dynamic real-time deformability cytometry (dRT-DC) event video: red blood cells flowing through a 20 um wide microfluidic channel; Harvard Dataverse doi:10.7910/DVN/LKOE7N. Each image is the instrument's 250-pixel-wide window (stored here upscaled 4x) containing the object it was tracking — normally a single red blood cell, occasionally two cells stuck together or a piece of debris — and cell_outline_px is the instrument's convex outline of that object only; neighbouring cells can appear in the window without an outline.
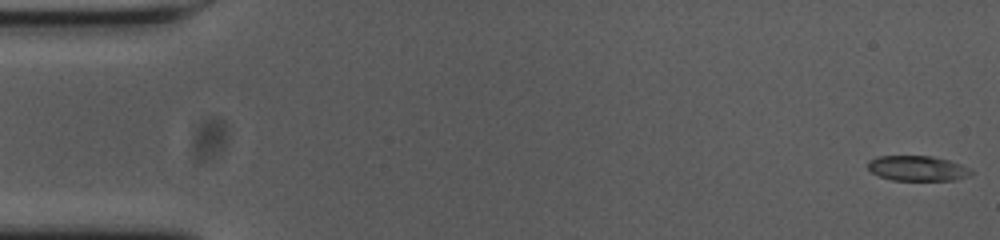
{"species": "common noctule bat (a hibernating species)", "species_latin": "Nyctalus noctula", "temperature_condition": "cold", "stored_images_in_passage": 55, "camera_frame_rate_fps": 3000, "um_per_image_px": 0.085, "animal": {"sex": "female", "body_mass_g": 23.0, "forearm_length_mm": 53.4}, "frame": {"image": 1, "passage_image": 1, "time_ms": 0.0, "image_size_px": [1000, 240], "cell_outline_px": [[972, 176], [952, 180], [892, 180], [880, 176], [872, 172], [868, 168], [868, 160], [880, 156], [932, 156], [948, 160], [960, 164], [968, 168], [972, 172]], "centroid_in_image_um": [77.99, 14.31], "position_along_channel_um": 7.0, "area_um2": 15.03}}
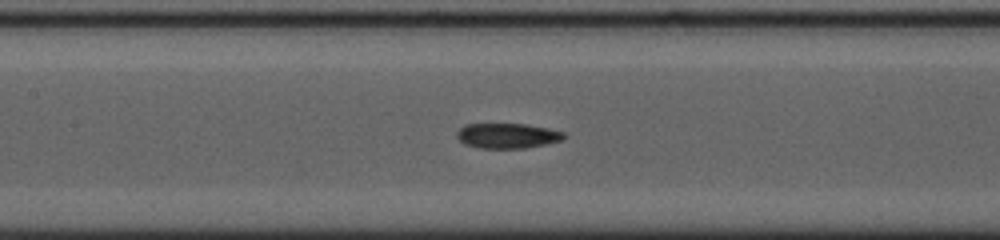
{"frame": {"image": 2, "passage_image": 25, "time_ms": 8.0, "image_size_px": [1000, 240], "cell_outline_px": [[568, 136], [560, 140], [544, 144], [524, 148], [480, 148], [464, 144], [456, 136], [456, 132], [464, 124], [524, 124], [548, 128], [564, 132]], "centroid_in_image_um": [43.11, 11.53], "position_along_channel_um": 164.3, "area_um2": 15.61}}
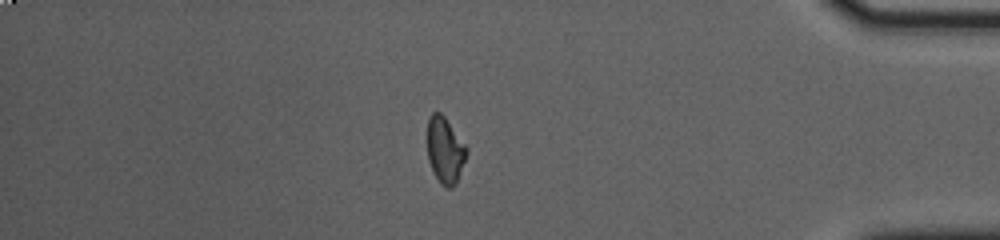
{"frame": {"image": 3, "passage_image": 47, "time_ms": 15.333, "image_size_px": [1000, 240], "cell_outline_px": [[468, 152], [456, 180], [452, 188], [444, 188], [440, 184], [428, 160], [428, 120], [432, 112], [440, 112], [444, 116], [468, 148]], "centroid_in_image_um": [37.83, 12.76], "position_along_channel_um": 397.4, "area_um2": 14.85}, "authors_computed_cell_mechanics": {"area_um2": 15.7794, "velocity_mm_per_s": 3.6929, "shape_relaxation_time_tau1_ms": null, "shape_relaxation_time_tau2_ms": 4.627, "deformation_change_tau1": null, "deformation_change_tau2": 0.1031}}